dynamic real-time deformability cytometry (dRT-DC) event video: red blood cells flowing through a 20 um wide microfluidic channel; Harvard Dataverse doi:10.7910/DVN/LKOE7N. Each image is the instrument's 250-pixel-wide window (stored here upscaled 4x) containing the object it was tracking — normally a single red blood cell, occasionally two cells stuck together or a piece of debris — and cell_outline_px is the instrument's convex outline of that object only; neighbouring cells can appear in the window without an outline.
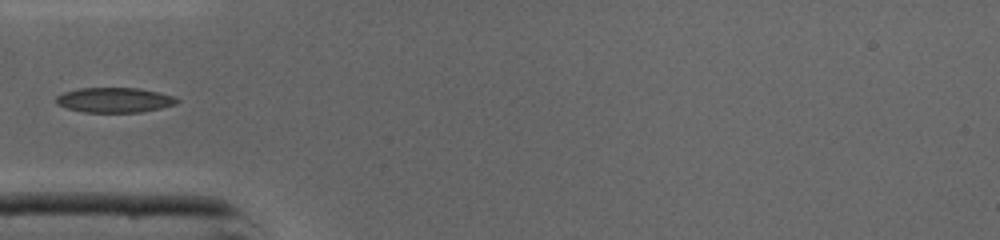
{"species": "common noctule bat (a hibernating species)", "species_latin": "Nyctalus noctula", "temperature_condition": "cold", "stored_images_in_passage": 32, "camera_frame_rate_fps": 3000, "um_per_image_px": 0.085, "animal": {"sex": "male", "body_mass_g": 19.0, "forearm_length_mm": 50.8}, "frame": {"image": 1, "passage_image": 1, "time_ms": 0.0, "image_size_px": [1000, 240], "cell_outline_px": [[180, 100], [176, 104], [160, 108], [140, 112], [84, 112], [68, 108], [56, 104], [56, 96], [64, 92], [80, 88], [136, 88], [176, 96]], "centroid_in_image_um": [9.74, 8.5], "position_along_channel_um": 75.3, "area_um2": 17.46}}
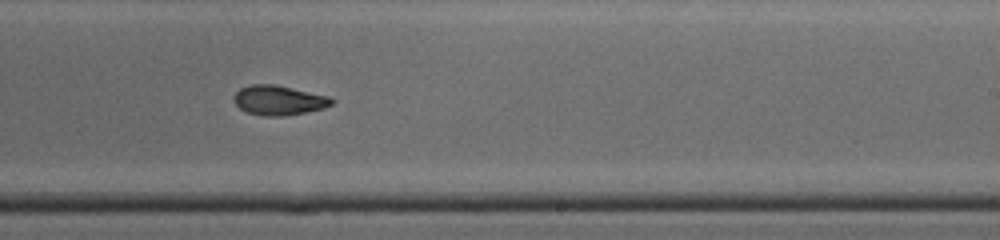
{"frame": {"image": 2, "passage_image": 14, "time_ms": 4.333, "image_size_px": [1000, 240], "cell_outline_px": [[336, 100], [332, 104], [324, 108], [284, 116], [264, 116], [248, 112], [240, 108], [232, 100], [232, 96], [240, 88], [252, 84], [272, 84], [292, 88], [328, 96]], "centroid_in_image_um": [23.67, 8.52], "position_along_channel_um": 265.3, "area_um2": 16.82}}
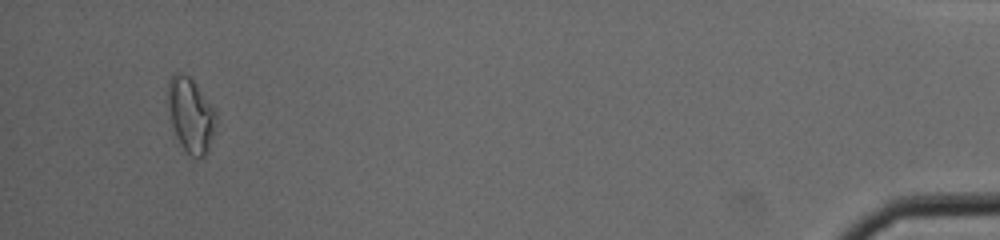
{"frame": {"image": 3, "passage_image": 30, "time_ms": 9.667, "image_size_px": [1000, 240], "cell_outline_px": [[216, 124], [208, 152], [204, 156], [192, 156], [180, 144], [168, 120], [168, 80], [176, 72], [180, 72], [188, 76], [192, 80], [216, 112]], "centroid_in_image_um": [16.18, 9.78], "position_along_channel_um": 419.0, "area_um2": 20.75}}